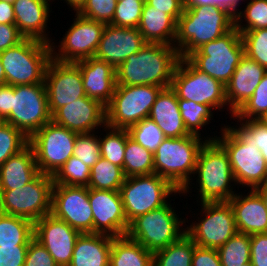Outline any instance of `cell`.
Returning a JSON list of instances; mask_svg holds the SVG:
<instances>
[{"instance_id": "5b68a950", "label": "cell", "mask_w": 267, "mask_h": 266, "mask_svg": "<svg viewBox=\"0 0 267 266\" xmlns=\"http://www.w3.org/2000/svg\"><path fill=\"white\" fill-rule=\"evenodd\" d=\"M51 59L50 44L31 38L0 52L6 84L12 86L44 83Z\"/></svg>"}, {"instance_id": "d6a6232c", "label": "cell", "mask_w": 267, "mask_h": 266, "mask_svg": "<svg viewBox=\"0 0 267 266\" xmlns=\"http://www.w3.org/2000/svg\"><path fill=\"white\" fill-rule=\"evenodd\" d=\"M123 172L127 177L154 174V155L129 136L126 140Z\"/></svg>"}, {"instance_id": "db71d44e", "label": "cell", "mask_w": 267, "mask_h": 266, "mask_svg": "<svg viewBox=\"0 0 267 266\" xmlns=\"http://www.w3.org/2000/svg\"><path fill=\"white\" fill-rule=\"evenodd\" d=\"M23 39L15 24H0V52L17 45Z\"/></svg>"}, {"instance_id": "7dc6e473", "label": "cell", "mask_w": 267, "mask_h": 266, "mask_svg": "<svg viewBox=\"0 0 267 266\" xmlns=\"http://www.w3.org/2000/svg\"><path fill=\"white\" fill-rule=\"evenodd\" d=\"M145 1H117L115 14L109 23L118 27L137 28Z\"/></svg>"}, {"instance_id": "cb8c5ba5", "label": "cell", "mask_w": 267, "mask_h": 266, "mask_svg": "<svg viewBox=\"0 0 267 266\" xmlns=\"http://www.w3.org/2000/svg\"><path fill=\"white\" fill-rule=\"evenodd\" d=\"M81 71L86 96L107 106L116 87V69L95 56L75 63Z\"/></svg>"}, {"instance_id": "ffe728a7", "label": "cell", "mask_w": 267, "mask_h": 266, "mask_svg": "<svg viewBox=\"0 0 267 266\" xmlns=\"http://www.w3.org/2000/svg\"><path fill=\"white\" fill-rule=\"evenodd\" d=\"M81 232L52 214L45 215L34 223V238L53 257L58 266H69L76 240Z\"/></svg>"}, {"instance_id": "8fae6325", "label": "cell", "mask_w": 267, "mask_h": 266, "mask_svg": "<svg viewBox=\"0 0 267 266\" xmlns=\"http://www.w3.org/2000/svg\"><path fill=\"white\" fill-rule=\"evenodd\" d=\"M53 176L40 173L33 181L15 190H0V213L35 223L51 214Z\"/></svg>"}, {"instance_id": "836d02e7", "label": "cell", "mask_w": 267, "mask_h": 266, "mask_svg": "<svg viewBox=\"0 0 267 266\" xmlns=\"http://www.w3.org/2000/svg\"><path fill=\"white\" fill-rule=\"evenodd\" d=\"M126 176L123 168L112 164L110 161L100 158L90 171L88 188L97 190L119 191Z\"/></svg>"}, {"instance_id": "a7ac6f4b", "label": "cell", "mask_w": 267, "mask_h": 266, "mask_svg": "<svg viewBox=\"0 0 267 266\" xmlns=\"http://www.w3.org/2000/svg\"><path fill=\"white\" fill-rule=\"evenodd\" d=\"M117 1H145V0H117Z\"/></svg>"}, {"instance_id": "4316f807", "label": "cell", "mask_w": 267, "mask_h": 266, "mask_svg": "<svg viewBox=\"0 0 267 266\" xmlns=\"http://www.w3.org/2000/svg\"><path fill=\"white\" fill-rule=\"evenodd\" d=\"M149 118L157 124L168 138L190 135L181 117L177 94L171 87L160 91L152 105Z\"/></svg>"}, {"instance_id": "5bb4252c", "label": "cell", "mask_w": 267, "mask_h": 266, "mask_svg": "<svg viewBox=\"0 0 267 266\" xmlns=\"http://www.w3.org/2000/svg\"><path fill=\"white\" fill-rule=\"evenodd\" d=\"M51 121L45 83L14 86L12 111L4 120L28 139Z\"/></svg>"}, {"instance_id": "7bdbcfd3", "label": "cell", "mask_w": 267, "mask_h": 266, "mask_svg": "<svg viewBox=\"0 0 267 266\" xmlns=\"http://www.w3.org/2000/svg\"><path fill=\"white\" fill-rule=\"evenodd\" d=\"M29 144V139L16 127L0 122V166Z\"/></svg>"}, {"instance_id": "e575fe53", "label": "cell", "mask_w": 267, "mask_h": 266, "mask_svg": "<svg viewBox=\"0 0 267 266\" xmlns=\"http://www.w3.org/2000/svg\"><path fill=\"white\" fill-rule=\"evenodd\" d=\"M196 244L185 234L179 241L153 253L154 266H192Z\"/></svg>"}, {"instance_id": "f1b7e54d", "label": "cell", "mask_w": 267, "mask_h": 266, "mask_svg": "<svg viewBox=\"0 0 267 266\" xmlns=\"http://www.w3.org/2000/svg\"><path fill=\"white\" fill-rule=\"evenodd\" d=\"M113 236L81 233L69 266H109Z\"/></svg>"}, {"instance_id": "bcb514c9", "label": "cell", "mask_w": 267, "mask_h": 266, "mask_svg": "<svg viewBox=\"0 0 267 266\" xmlns=\"http://www.w3.org/2000/svg\"><path fill=\"white\" fill-rule=\"evenodd\" d=\"M94 133L78 134L73 151V156L90 168L101 158L99 138Z\"/></svg>"}, {"instance_id": "003e7915", "label": "cell", "mask_w": 267, "mask_h": 266, "mask_svg": "<svg viewBox=\"0 0 267 266\" xmlns=\"http://www.w3.org/2000/svg\"><path fill=\"white\" fill-rule=\"evenodd\" d=\"M1 1H5V2H9L13 4L16 0H1Z\"/></svg>"}, {"instance_id": "277c9868", "label": "cell", "mask_w": 267, "mask_h": 266, "mask_svg": "<svg viewBox=\"0 0 267 266\" xmlns=\"http://www.w3.org/2000/svg\"><path fill=\"white\" fill-rule=\"evenodd\" d=\"M194 174L198 175L201 203L228 202L236 194L231 187L236 183L229 156L216 140H207L201 147Z\"/></svg>"}, {"instance_id": "484cf974", "label": "cell", "mask_w": 267, "mask_h": 266, "mask_svg": "<svg viewBox=\"0 0 267 266\" xmlns=\"http://www.w3.org/2000/svg\"><path fill=\"white\" fill-rule=\"evenodd\" d=\"M236 193L228 202L234 212L238 232L248 235L267 233V206L255 189L247 195Z\"/></svg>"}, {"instance_id": "52a82bcc", "label": "cell", "mask_w": 267, "mask_h": 266, "mask_svg": "<svg viewBox=\"0 0 267 266\" xmlns=\"http://www.w3.org/2000/svg\"><path fill=\"white\" fill-rule=\"evenodd\" d=\"M186 222L188 223L179 218L168 202L161 208L133 219L129 223L126 236L154 253L179 241L186 234V227H182Z\"/></svg>"}, {"instance_id": "ab89813d", "label": "cell", "mask_w": 267, "mask_h": 266, "mask_svg": "<svg viewBox=\"0 0 267 266\" xmlns=\"http://www.w3.org/2000/svg\"><path fill=\"white\" fill-rule=\"evenodd\" d=\"M127 130L131 139L153 154L166 138L162 130L149 117L130 126Z\"/></svg>"}, {"instance_id": "f5cc1de1", "label": "cell", "mask_w": 267, "mask_h": 266, "mask_svg": "<svg viewBox=\"0 0 267 266\" xmlns=\"http://www.w3.org/2000/svg\"><path fill=\"white\" fill-rule=\"evenodd\" d=\"M192 266H222L217 249L195 246Z\"/></svg>"}, {"instance_id": "c3c4849f", "label": "cell", "mask_w": 267, "mask_h": 266, "mask_svg": "<svg viewBox=\"0 0 267 266\" xmlns=\"http://www.w3.org/2000/svg\"><path fill=\"white\" fill-rule=\"evenodd\" d=\"M117 0H86L77 11L81 16L109 24L115 14Z\"/></svg>"}, {"instance_id": "e7e4bbea", "label": "cell", "mask_w": 267, "mask_h": 266, "mask_svg": "<svg viewBox=\"0 0 267 266\" xmlns=\"http://www.w3.org/2000/svg\"><path fill=\"white\" fill-rule=\"evenodd\" d=\"M258 120L267 126V112H265Z\"/></svg>"}, {"instance_id": "f35d334b", "label": "cell", "mask_w": 267, "mask_h": 266, "mask_svg": "<svg viewBox=\"0 0 267 266\" xmlns=\"http://www.w3.org/2000/svg\"><path fill=\"white\" fill-rule=\"evenodd\" d=\"M243 19L246 24H243ZM243 24V25H242ZM235 28L242 32L267 28V0H250L235 16Z\"/></svg>"}, {"instance_id": "7c38bea8", "label": "cell", "mask_w": 267, "mask_h": 266, "mask_svg": "<svg viewBox=\"0 0 267 266\" xmlns=\"http://www.w3.org/2000/svg\"><path fill=\"white\" fill-rule=\"evenodd\" d=\"M78 133L52 120L29 138L40 173L54 176L73 156Z\"/></svg>"}, {"instance_id": "8d00e7d4", "label": "cell", "mask_w": 267, "mask_h": 266, "mask_svg": "<svg viewBox=\"0 0 267 266\" xmlns=\"http://www.w3.org/2000/svg\"><path fill=\"white\" fill-rule=\"evenodd\" d=\"M178 105L185 128L190 134L201 135V128L211 123L213 109L209 105L191 100L178 99Z\"/></svg>"}, {"instance_id": "30bf717a", "label": "cell", "mask_w": 267, "mask_h": 266, "mask_svg": "<svg viewBox=\"0 0 267 266\" xmlns=\"http://www.w3.org/2000/svg\"><path fill=\"white\" fill-rule=\"evenodd\" d=\"M162 87L155 85H116L106 109V126L128 129L149 117L152 105Z\"/></svg>"}, {"instance_id": "ba28073f", "label": "cell", "mask_w": 267, "mask_h": 266, "mask_svg": "<svg viewBox=\"0 0 267 266\" xmlns=\"http://www.w3.org/2000/svg\"><path fill=\"white\" fill-rule=\"evenodd\" d=\"M124 213L128 223L138 216L161 208L170 195L181 194L168 180L158 174L127 177L120 187Z\"/></svg>"}, {"instance_id": "8992f818", "label": "cell", "mask_w": 267, "mask_h": 266, "mask_svg": "<svg viewBox=\"0 0 267 266\" xmlns=\"http://www.w3.org/2000/svg\"><path fill=\"white\" fill-rule=\"evenodd\" d=\"M244 55L242 36L234 27L221 37L202 45L186 59L196 69L207 73L225 86Z\"/></svg>"}, {"instance_id": "1f68e13d", "label": "cell", "mask_w": 267, "mask_h": 266, "mask_svg": "<svg viewBox=\"0 0 267 266\" xmlns=\"http://www.w3.org/2000/svg\"><path fill=\"white\" fill-rule=\"evenodd\" d=\"M33 238L32 221L0 213V246L29 245Z\"/></svg>"}, {"instance_id": "03108f58", "label": "cell", "mask_w": 267, "mask_h": 266, "mask_svg": "<svg viewBox=\"0 0 267 266\" xmlns=\"http://www.w3.org/2000/svg\"><path fill=\"white\" fill-rule=\"evenodd\" d=\"M241 266H253V265H252V262L249 261V262H247V263H245V264H243V265H241Z\"/></svg>"}, {"instance_id": "3957f363", "label": "cell", "mask_w": 267, "mask_h": 266, "mask_svg": "<svg viewBox=\"0 0 267 266\" xmlns=\"http://www.w3.org/2000/svg\"><path fill=\"white\" fill-rule=\"evenodd\" d=\"M206 138L190 134L179 138L166 137L154 152V173L168 180L182 194L189 192L198 153Z\"/></svg>"}, {"instance_id": "9a60e30c", "label": "cell", "mask_w": 267, "mask_h": 266, "mask_svg": "<svg viewBox=\"0 0 267 266\" xmlns=\"http://www.w3.org/2000/svg\"><path fill=\"white\" fill-rule=\"evenodd\" d=\"M201 212L203 218L186 227V235L197 246L218 249L238 232L229 202H203Z\"/></svg>"}, {"instance_id": "f6af8a7d", "label": "cell", "mask_w": 267, "mask_h": 266, "mask_svg": "<svg viewBox=\"0 0 267 266\" xmlns=\"http://www.w3.org/2000/svg\"><path fill=\"white\" fill-rule=\"evenodd\" d=\"M245 55L267 70V28L241 33Z\"/></svg>"}, {"instance_id": "f907efd6", "label": "cell", "mask_w": 267, "mask_h": 266, "mask_svg": "<svg viewBox=\"0 0 267 266\" xmlns=\"http://www.w3.org/2000/svg\"><path fill=\"white\" fill-rule=\"evenodd\" d=\"M251 256L253 266H267V233L250 235Z\"/></svg>"}, {"instance_id": "f546056e", "label": "cell", "mask_w": 267, "mask_h": 266, "mask_svg": "<svg viewBox=\"0 0 267 266\" xmlns=\"http://www.w3.org/2000/svg\"><path fill=\"white\" fill-rule=\"evenodd\" d=\"M137 28L147 43L174 46L177 21L171 15L165 13V10L154 9L145 2Z\"/></svg>"}, {"instance_id": "7402d4cb", "label": "cell", "mask_w": 267, "mask_h": 266, "mask_svg": "<svg viewBox=\"0 0 267 266\" xmlns=\"http://www.w3.org/2000/svg\"><path fill=\"white\" fill-rule=\"evenodd\" d=\"M146 44L138 28L106 24L95 57L117 69L129 56L137 53Z\"/></svg>"}, {"instance_id": "d6986e66", "label": "cell", "mask_w": 267, "mask_h": 266, "mask_svg": "<svg viewBox=\"0 0 267 266\" xmlns=\"http://www.w3.org/2000/svg\"><path fill=\"white\" fill-rule=\"evenodd\" d=\"M88 199L93 214V233L113 237L126 235L129 223L119 191L88 188Z\"/></svg>"}, {"instance_id": "6125c7cd", "label": "cell", "mask_w": 267, "mask_h": 266, "mask_svg": "<svg viewBox=\"0 0 267 266\" xmlns=\"http://www.w3.org/2000/svg\"><path fill=\"white\" fill-rule=\"evenodd\" d=\"M255 190L260 194L265 205L267 206V182L265 184L259 185Z\"/></svg>"}, {"instance_id": "ac0fdd59", "label": "cell", "mask_w": 267, "mask_h": 266, "mask_svg": "<svg viewBox=\"0 0 267 266\" xmlns=\"http://www.w3.org/2000/svg\"><path fill=\"white\" fill-rule=\"evenodd\" d=\"M52 115L58 108L86 97L80 68L75 63L49 61L44 80Z\"/></svg>"}, {"instance_id": "60d3db41", "label": "cell", "mask_w": 267, "mask_h": 266, "mask_svg": "<svg viewBox=\"0 0 267 266\" xmlns=\"http://www.w3.org/2000/svg\"><path fill=\"white\" fill-rule=\"evenodd\" d=\"M239 126L228 127L244 142L252 143L259 148L267 166V126L258 119L238 120ZM243 121V122H242ZM242 122V123H241ZM241 125V126H240Z\"/></svg>"}, {"instance_id": "74e56055", "label": "cell", "mask_w": 267, "mask_h": 266, "mask_svg": "<svg viewBox=\"0 0 267 266\" xmlns=\"http://www.w3.org/2000/svg\"><path fill=\"white\" fill-rule=\"evenodd\" d=\"M104 129H108L106 136L103 135V138L98 137L101 157L123 168L126 140L129 136L128 130L108 126H104Z\"/></svg>"}, {"instance_id": "4fadbf2b", "label": "cell", "mask_w": 267, "mask_h": 266, "mask_svg": "<svg viewBox=\"0 0 267 266\" xmlns=\"http://www.w3.org/2000/svg\"><path fill=\"white\" fill-rule=\"evenodd\" d=\"M171 88L178 99L191 100L198 104L209 105L213 111L228 108L225 86L196 69L186 58H180L172 79Z\"/></svg>"}, {"instance_id": "be15d7a7", "label": "cell", "mask_w": 267, "mask_h": 266, "mask_svg": "<svg viewBox=\"0 0 267 266\" xmlns=\"http://www.w3.org/2000/svg\"><path fill=\"white\" fill-rule=\"evenodd\" d=\"M6 84V77L4 72V67L2 66V62L0 60V85Z\"/></svg>"}, {"instance_id": "6da1fadb", "label": "cell", "mask_w": 267, "mask_h": 266, "mask_svg": "<svg viewBox=\"0 0 267 266\" xmlns=\"http://www.w3.org/2000/svg\"><path fill=\"white\" fill-rule=\"evenodd\" d=\"M179 60L178 50L174 46L147 43L116 69V85L171 87Z\"/></svg>"}, {"instance_id": "7a4b0ae2", "label": "cell", "mask_w": 267, "mask_h": 266, "mask_svg": "<svg viewBox=\"0 0 267 266\" xmlns=\"http://www.w3.org/2000/svg\"><path fill=\"white\" fill-rule=\"evenodd\" d=\"M235 27V17L218 6L184 8L177 21L174 47L186 58L202 45L221 37Z\"/></svg>"}, {"instance_id": "d4e9b609", "label": "cell", "mask_w": 267, "mask_h": 266, "mask_svg": "<svg viewBox=\"0 0 267 266\" xmlns=\"http://www.w3.org/2000/svg\"><path fill=\"white\" fill-rule=\"evenodd\" d=\"M48 2L50 0H16L13 3L15 25L24 38L51 44L52 41L46 32L51 13Z\"/></svg>"}, {"instance_id": "83f0119b", "label": "cell", "mask_w": 267, "mask_h": 266, "mask_svg": "<svg viewBox=\"0 0 267 266\" xmlns=\"http://www.w3.org/2000/svg\"><path fill=\"white\" fill-rule=\"evenodd\" d=\"M40 174L32 147L28 144L0 166V190H15Z\"/></svg>"}, {"instance_id": "681fc988", "label": "cell", "mask_w": 267, "mask_h": 266, "mask_svg": "<svg viewBox=\"0 0 267 266\" xmlns=\"http://www.w3.org/2000/svg\"><path fill=\"white\" fill-rule=\"evenodd\" d=\"M24 266H58L47 249L35 238L29 242Z\"/></svg>"}, {"instance_id": "e0dca14e", "label": "cell", "mask_w": 267, "mask_h": 266, "mask_svg": "<svg viewBox=\"0 0 267 266\" xmlns=\"http://www.w3.org/2000/svg\"><path fill=\"white\" fill-rule=\"evenodd\" d=\"M51 214L81 233H93L87 186L53 184Z\"/></svg>"}, {"instance_id": "816d5d0a", "label": "cell", "mask_w": 267, "mask_h": 266, "mask_svg": "<svg viewBox=\"0 0 267 266\" xmlns=\"http://www.w3.org/2000/svg\"><path fill=\"white\" fill-rule=\"evenodd\" d=\"M28 246H0V266H24Z\"/></svg>"}, {"instance_id": "680465c9", "label": "cell", "mask_w": 267, "mask_h": 266, "mask_svg": "<svg viewBox=\"0 0 267 266\" xmlns=\"http://www.w3.org/2000/svg\"><path fill=\"white\" fill-rule=\"evenodd\" d=\"M241 1L242 0H212V5L227 10L230 14H232L235 17L240 11L239 8L237 9V6Z\"/></svg>"}, {"instance_id": "94428289", "label": "cell", "mask_w": 267, "mask_h": 266, "mask_svg": "<svg viewBox=\"0 0 267 266\" xmlns=\"http://www.w3.org/2000/svg\"><path fill=\"white\" fill-rule=\"evenodd\" d=\"M75 12H77L86 2V0H64Z\"/></svg>"}, {"instance_id": "44dd1931", "label": "cell", "mask_w": 267, "mask_h": 266, "mask_svg": "<svg viewBox=\"0 0 267 266\" xmlns=\"http://www.w3.org/2000/svg\"><path fill=\"white\" fill-rule=\"evenodd\" d=\"M51 120L78 134L91 133L106 126V109L99 101L86 96L58 108Z\"/></svg>"}, {"instance_id": "11a10c76", "label": "cell", "mask_w": 267, "mask_h": 266, "mask_svg": "<svg viewBox=\"0 0 267 266\" xmlns=\"http://www.w3.org/2000/svg\"><path fill=\"white\" fill-rule=\"evenodd\" d=\"M145 2L154 9L165 10V13L171 15L176 21L184 11L182 0H145Z\"/></svg>"}, {"instance_id": "91938a15", "label": "cell", "mask_w": 267, "mask_h": 266, "mask_svg": "<svg viewBox=\"0 0 267 266\" xmlns=\"http://www.w3.org/2000/svg\"><path fill=\"white\" fill-rule=\"evenodd\" d=\"M184 8L196 6H212V0H182Z\"/></svg>"}, {"instance_id": "4dcf8cb0", "label": "cell", "mask_w": 267, "mask_h": 266, "mask_svg": "<svg viewBox=\"0 0 267 266\" xmlns=\"http://www.w3.org/2000/svg\"><path fill=\"white\" fill-rule=\"evenodd\" d=\"M109 266H154L153 253L126 235L113 237Z\"/></svg>"}, {"instance_id": "b9f144b4", "label": "cell", "mask_w": 267, "mask_h": 266, "mask_svg": "<svg viewBox=\"0 0 267 266\" xmlns=\"http://www.w3.org/2000/svg\"><path fill=\"white\" fill-rule=\"evenodd\" d=\"M91 168L71 156L53 176L54 184L88 186Z\"/></svg>"}, {"instance_id": "6f0895ef", "label": "cell", "mask_w": 267, "mask_h": 266, "mask_svg": "<svg viewBox=\"0 0 267 266\" xmlns=\"http://www.w3.org/2000/svg\"><path fill=\"white\" fill-rule=\"evenodd\" d=\"M0 24H15L13 4L0 0Z\"/></svg>"}, {"instance_id": "603a6c76", "label": "cell", "mask_w": 267, "mask_h": 266, "mask_svg": "<svg viewBox=\"0 0 267 266\" xmlns=\"http://www.w3.org/2000/svg\"><path fill=\"white\" fill-rule=\"evenodd\" d=\"M267 70L246 55L241 59L229 82L225 96L231 117L249 100Z\"/></svg>"}, {"instance_id": "d590c367", "label": "cell", "mask_w": 267, "mask_h": 266, "mask_svg": "<svg viewBox=\"0 0 267 266\" xmlns=\"http://www.w3.org/2000/svg\"><path fill=\"white\" fill-rule=\"evenodd\" d=\"M217 251L222 266H241L250 261V235L237 232Z\"/></svg>"}, {"instance_id": "9c48e42d", "label": "cell", "mask_w": 267, "mask_h": 266, "mask_svg": "<svg viewBox=\"0 0 267 266\" xmlns=\"http://www.w3.org/2000/svg\"><path fill=\"white\" fill-rule=\"evenodd\" d=\"M220 137H207L216 140L227 152L236 185L255 189L267 182V166L259 148L252 143H244L228 126L221 128Z\"/></svg>"}, {"instance_id": "ee69618b", "label": "cell", "mask_w": 267, "mask_h": 266, "mask_svg": "<svg viewBox=\"0 0 267 266\" xmlns=\"http://www.w3.org/2000/svg\"><path fill=\"white\" fill-rule=\"evenodd\" d=\"M265 112H267V73L261 79L253 95L231 118L237 120L258 119Z\"/></svg>"}, {"instance_id": "2e32d148", "label": "cell", "mask_w": 267, "mask_h": 266, "mask_svg": "<svg viewBox=\"0 0 267 266\" xmlns=\"http://www.w3.org/2000/svg\"><path fill=\"white\" fill-rule=\"evenodd\" d=\"M75 17L59 42V48L53 45L54 42L50 44L52 59L55 61L76 63L94 57L97 52L106 23L85 18L77 12Z\"/></svg>"}, {"instance_id": "9f6ffc18", "label": "cell", "mask_w": 267, "mask_h": 266, "mask_svg": "<svg viewBox=\"0 0 267 266\" xmlns=\"http://www.w3.org/2000/svg\"><path fill=\"white\" fill-rule=\"evenodd\" d=\"M12 96H14V86L0 85V120L4 121L12 111Z\"/></svg>"}]
</instances>
